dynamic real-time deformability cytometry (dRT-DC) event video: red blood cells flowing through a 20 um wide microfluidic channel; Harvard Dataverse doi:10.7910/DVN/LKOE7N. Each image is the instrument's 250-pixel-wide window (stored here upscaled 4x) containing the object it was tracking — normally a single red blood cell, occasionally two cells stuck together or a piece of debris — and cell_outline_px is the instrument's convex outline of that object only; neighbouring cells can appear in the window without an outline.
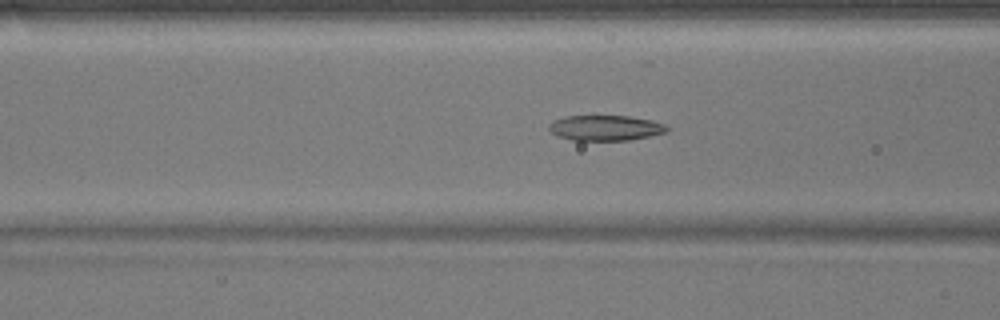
{"species": "common noctule bat (a hibernating species)", "species_latin": "Nyctalus noctula", "temperature_condition": "warm", "stored_images_in_passage": 36, "camera_frame_rate_fps": 3000, "um_per_image_px": 0.085, "animal": {"sex": "male", "body_mass_g": 17.9}, "frame": {"image": 1, "passage_image": 4, "time_ms": 1.0, "image_size_px": [1000, 320], "cell_outline_px": [[668, 132], [628, 140], [572, 140], [556, 136], [548, 128], [548, 124], [564, 116], [628, 116], [652, 120], [664, 124], [668, 128]], "centroid_in_image_um": [51.45, 10.87], "position_along_channel_um": 115.2, "area_um2": 17.34}}
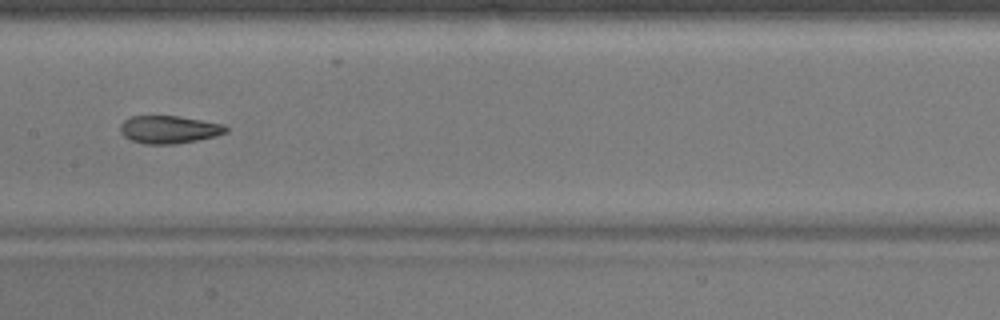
{"frame": {"image": 2, "passage_image": 10, "time_ms": 3.0, "image_size_px": [1000, 320], "cell_outline_px": [[228, 132], [216, 136], [176, 144], [144, 144], [132, 140], [124, 136], [120, 132], [120, 124], [124, 120], [132, 116], [176, 116], [224, 124], [228, 128]], "centroid_in_image_um": [14.37, 11.01], "position_along_channel_um": 193.0, "area_um2": 17.05}}
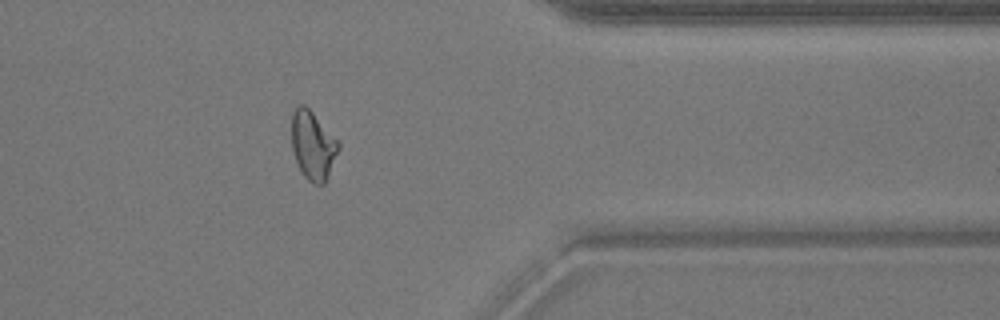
{"frame": {"image": 3, "passage_image": 26, "time_ms": 8.333, "image_size_px": [1000, 320], "cell_outline_px": [[340, 148], [324, 184], [316, 184], [308, 180], [304, 176], [296, 160], [292, 148], [292, 112], [296, 104], [304, 104], [312, 112], [340, 144]], "centroid_in_image_um": [26.58, 12.34], "position_along_channel_um": 384.8, "area_um2": 18.38}}